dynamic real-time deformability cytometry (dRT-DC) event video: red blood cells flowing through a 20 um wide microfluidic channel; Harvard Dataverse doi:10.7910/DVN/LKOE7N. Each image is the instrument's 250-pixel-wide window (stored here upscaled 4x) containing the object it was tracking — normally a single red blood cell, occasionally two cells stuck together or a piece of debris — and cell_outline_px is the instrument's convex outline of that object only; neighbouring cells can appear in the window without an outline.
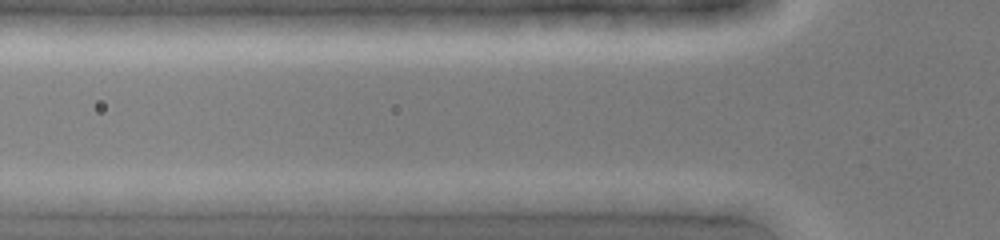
{"species": "common noctule bat (a hibernating species)", "species_latin": "Nyctalus noctula", "temperature_condition": "cold", "stored_images_in_passage": 6, "camera_frame_rate_fps": 3000, "um_per_image_px": 0.085, "animal": {"sex": "female", "body_mass_g": 19.0, "forearm_length_mm": 51.5}, "frame": {"image": 1, "passage_image": 5, "time_ms": 1.333, "image_size_px": [1000, 240], "cell_outline_px": [[724, 216], [696, 216], [664, 212], [604, 200], [620, 192], [668, 192], [716, 204], [724, 208]], "centroid_in_image_um": [56.82, 17.29], "position_along_channel_um": 69.0, "area_um2": 12.66}}